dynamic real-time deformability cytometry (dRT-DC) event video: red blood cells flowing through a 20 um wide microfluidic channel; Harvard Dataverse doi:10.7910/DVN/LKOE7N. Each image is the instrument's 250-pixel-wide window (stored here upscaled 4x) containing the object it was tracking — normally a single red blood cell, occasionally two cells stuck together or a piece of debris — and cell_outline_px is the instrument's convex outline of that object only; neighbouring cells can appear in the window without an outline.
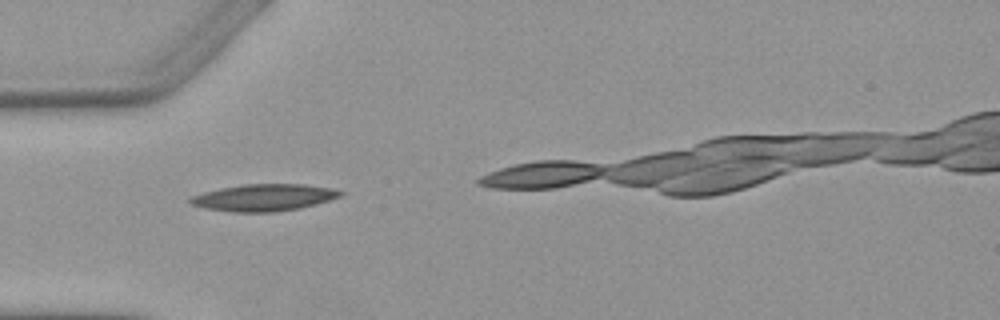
{"species": "Egyptian fruit bat (a non-hibernating species)", "species_latin": "Rousettus aegyptiacus", "temperature_condition": "warm", "stored_images_in_passage": 3, "camera_frame_rate_fps": 3000, "um_per_image_px": 0.085, "animal": {"sex": "female"}, "frame": {"image": 1, "passage_image": 1, "time_ms": 0.0, "image_size_px": [1000, 320], "cell_outline_px": [[344, 192], [340, 196], [316, 204], [300, 208], [276, 212], [232, 212], [204, 208], [192, 204], [188, 200], [188, 196], [220, 188], [244, 184], [304, 184], [332, 188]], "centroid_in_image_um": [22.4, 16.79], "position_along_channel_um": 62.6, "area_um2": 23.58}}